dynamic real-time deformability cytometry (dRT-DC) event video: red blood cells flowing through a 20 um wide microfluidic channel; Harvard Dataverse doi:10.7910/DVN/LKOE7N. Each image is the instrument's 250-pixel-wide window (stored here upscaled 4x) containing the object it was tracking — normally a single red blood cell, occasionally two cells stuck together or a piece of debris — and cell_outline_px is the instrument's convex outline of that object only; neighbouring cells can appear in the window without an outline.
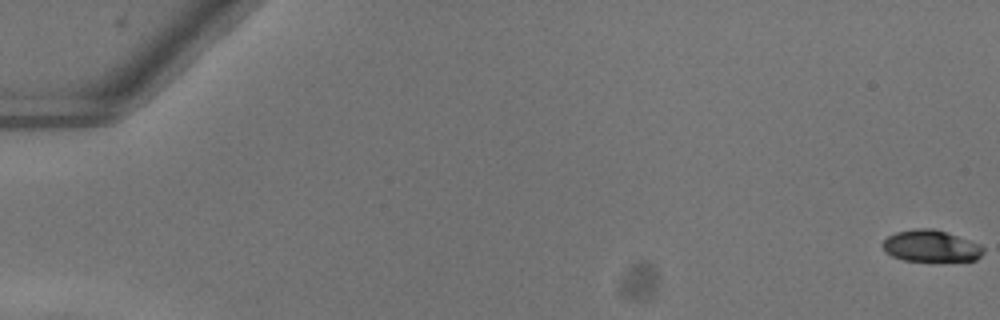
{"species": "common noctule bat (a hibernating species)", "species_latin": "Nyctalus noctula", "temperature_condition": "warm", "stored_images_in_passage": 8, "camera_frame_rate_fps": 3000, "um_per_image_px": 0.085, "animal": {"sex": "female"}, "frame": {"image": 1, "passage_image": 1, "time_ms": 0.0, "image_size_px": [1000, 320], "cell_outline_px": [[984, 252], [976, 260], [904, 260], [892, 256], [884, 252], [880, 244], [888, 236], [896, 232], [916, 228], [932, 228], [980, 244], [984, 248]], "centroid_in_image_um": [79.08, 20.9], "position_along_channel_um": 5.9, "area_um2": 18.32}}